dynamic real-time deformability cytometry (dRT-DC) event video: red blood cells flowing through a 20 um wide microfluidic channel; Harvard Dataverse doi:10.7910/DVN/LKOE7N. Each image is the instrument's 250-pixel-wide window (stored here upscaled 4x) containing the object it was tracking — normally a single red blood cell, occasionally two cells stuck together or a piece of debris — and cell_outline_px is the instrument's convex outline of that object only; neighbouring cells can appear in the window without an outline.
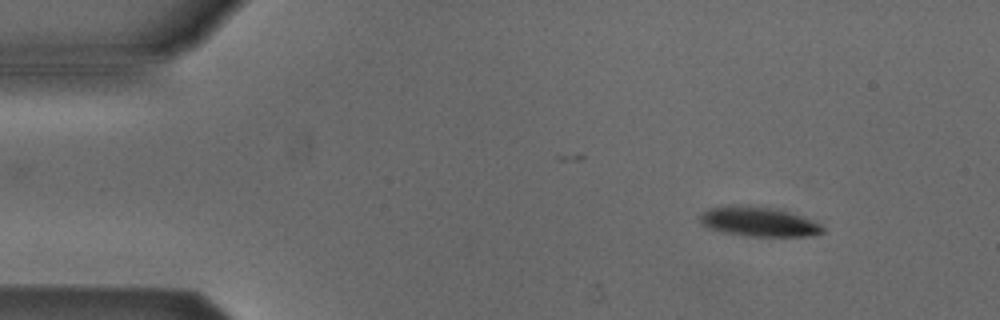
{"species": "Egyptian fruit bat (a non-hibernating species)", "species_latin": "Rousettus aegyptiacus", "temperature_condition": "cold", "stored_images_in_passage": 5, "camera_frame_rate_fps": 3000, "um_per_image_px": 0.085, "animal": {"sex": "male"}, "frame": {"image": 1, "passage_image": 1, "time_ms": 0.0, "image_size_px": [1000, 320], "cell_outline_px": [[824, 232], [812, 236], [748, 236], [724, 232], [708, 228], [700, 220], [700, 216], [708, 208], [728, 204], [748, 204], [776, 208], [804, 216], [820, 224], [824, 228]], "centroid_in_image_um": [64.5, 18.81], "position_along_channel_um": 20.5, "area_um2": 21.5}}
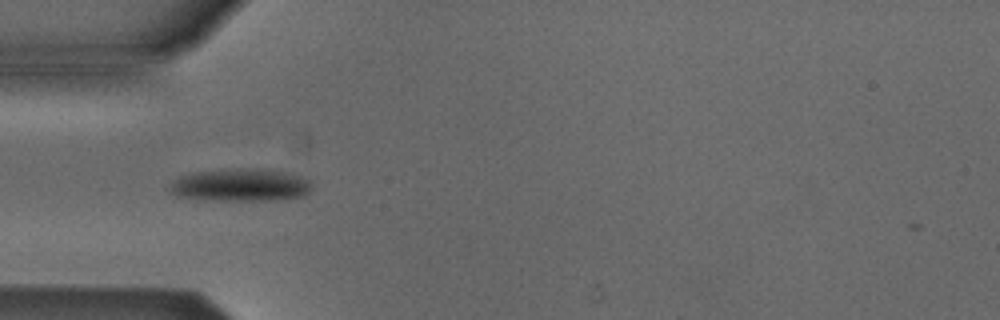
{"frame": {"image": 2, "passage_image": 3, "time_ms": 3.333, "image_size_px": [1000, 320], "cell_outline_px": [[312, 188], [304, 196], [268, 200], [216, 200], [176, 196], [168, 188], [180, 176], [192, 172], [256, 168], [280, 172], [300, 176], [308, 180]], "centroid_in_image_um": [20.44, 15.74], "position_along_channel_um": 64.6, "area_um2": 26.36}}
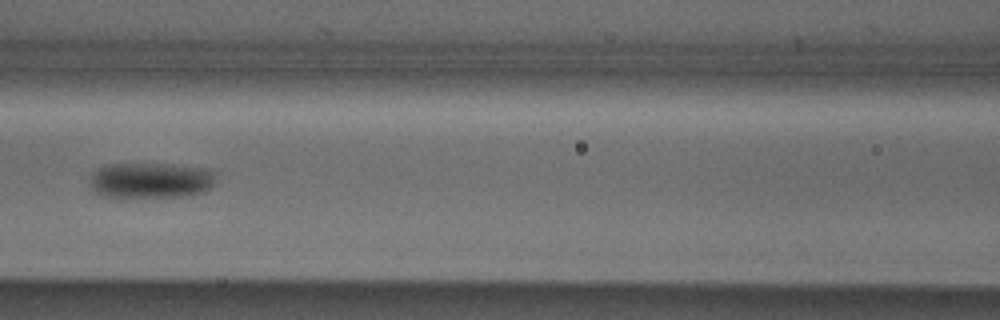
{"frame": {"image": 3, "passage_image": 5, "time_ms": 5.667, "image_size_px": [1000, 320], "cell_outline_px": [[216, 180], [212, 188], [204, 192], [188, 196], [100, 196], [92, 192], [88, 184], [88, 180], [96, 168], [112, 164], [172, 164], [212, 168], [216, 172]], "centroid_in_image_um": [12.85, 15.31], "position_along_channel_um": 153.7, "area_um2": 26.76}}